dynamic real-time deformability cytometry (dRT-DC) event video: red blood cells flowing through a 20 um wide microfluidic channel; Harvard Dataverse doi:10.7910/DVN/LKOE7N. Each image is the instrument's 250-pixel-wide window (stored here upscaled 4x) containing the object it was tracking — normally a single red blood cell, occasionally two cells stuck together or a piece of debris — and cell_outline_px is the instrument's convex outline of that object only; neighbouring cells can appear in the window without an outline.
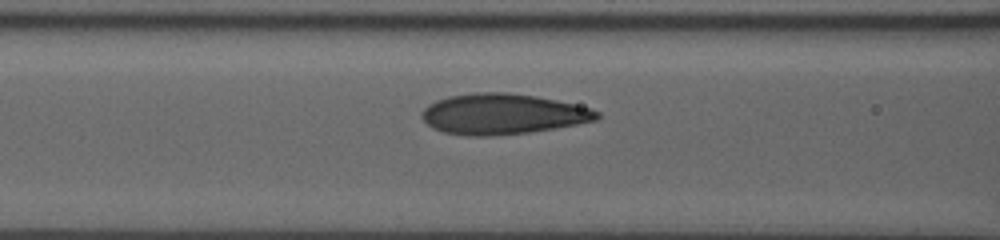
{"species": "human", "species_latin": "Homo sapiens", "temperature_condition": "room temperature", "stored_images_in_passage": 41, "camera_frame_rate_fps": 3000, "um_per_image_px": 0.085, "donor": {"sex": "male"}, "frame": {"image": 1, "passage_image": 17, "time_ms": 5.333, "image_size_px": [1000, 240], "cell_outline_px": [[600, 116], [596, 120], [576, 124], [528, 132], [492, 136], [468, 136], [444, 132], [432, 128], [420, 116], [420, 112], [428, 104], [436, 100], [448, 96], [476, 92], [508, 92], [536, 96], [576, 104], [592, 108], [600, 112]], "centroid_in_image_um": [42.7, 9.68], "position_along_channel_um": 123.9, "area_um2": 41.5}}
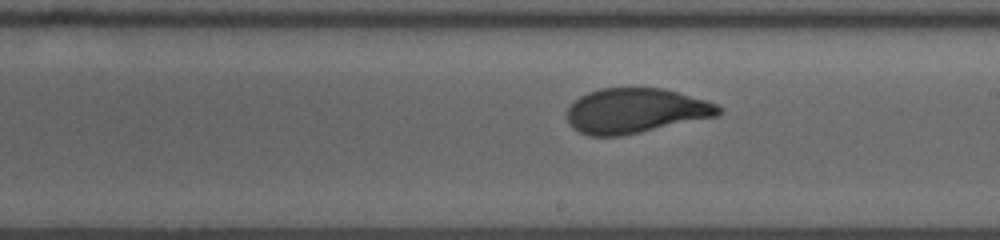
{"frame": {"image": 2, "passage_image": 26, "time_ms": 8.333, "image_size_px": [1000, 240], "cell_outline_px": [[724, 112], [720, 116], [620, 136], [588, 136], [572, 128], [568, 124], [568, 108], [580, 96], [588, 92], [600, 88], [664, 88], [704, 100], [716, 104], [724, 108]], "centroid_in_image_um": [54.05, 9.42], "position_along_channel_um": 234.9, "area_um2": 39.77}}
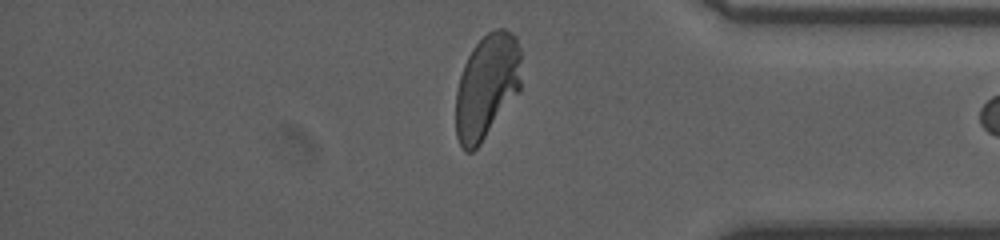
{"frame": {"image": 3, "passage_image": 40, "time_ms": 13.0, "image_size_px": [1000, 240], "cell_outline_px": [[520, 92], [480, 144], [472, 152], [464, 152], [456, 136], [456, 92], [460, 76], [464, 64], [472, 48], [488, 32], [496, 28], [504, 28], [512, 32], [516, 36], [520, 48]], "centroid_in_image_um": [41.39, 7.34], "position_along_channel_um": 393.8, "area_um2": 40.17}}